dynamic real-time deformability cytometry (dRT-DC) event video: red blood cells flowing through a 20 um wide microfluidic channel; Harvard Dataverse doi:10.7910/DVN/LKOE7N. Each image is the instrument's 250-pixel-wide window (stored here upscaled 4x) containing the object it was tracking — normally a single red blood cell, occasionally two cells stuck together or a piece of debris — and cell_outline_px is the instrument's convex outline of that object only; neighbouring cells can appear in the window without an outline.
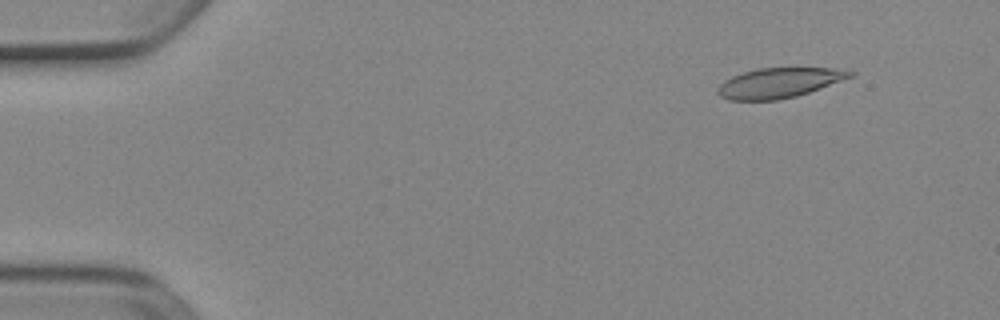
{"species": "Egyptian fruit bat (a non-hibernating species)", "species_latin": "Rousettus aegyptiacus", "temperature_condition": "cold", "stored_images_in_passage": 5, "camera_frame_rate_fps": 3000, "um_per_image_px": 0.085, "animal": {"sex": "female"}, "frame": {"image": 1, "passage_image": 2, "time_ms": 0.333, "image_size_px": [1000, 320], "cell_outline_px": [[856, 72], [852, 76], [808, 92], [796, 96], [776, 100], [728, 100], [720, 96], [716, 92], [716, 88], [724, 80], [732, 76], [756, 68], [844, 68]], "centroid_in_image_um": [66.19, 7.03], "position_along_channel_um": 18.8, "area_um2": 23.06}}
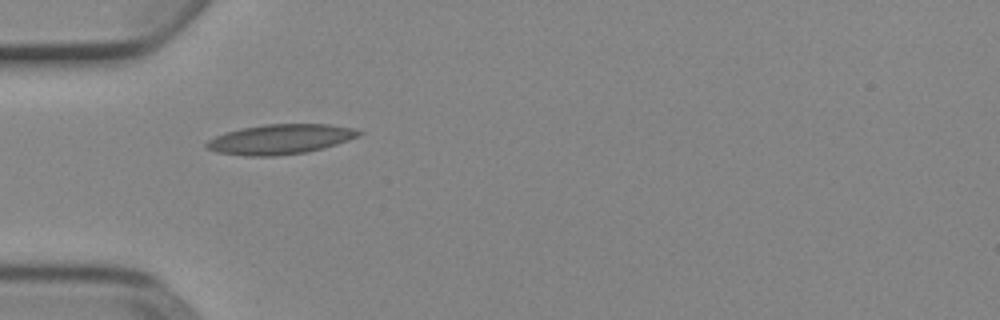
{"frame": {"image": 2, "passage_image": 5, "time_ms": 1.333, "image_size_px": [1000, 320], "cell_outline_px": [[364, 132], [360, 136], [336, 144], [308, 152], [272, 156], [248, 156], [216, 152], [208, 148], [204, 144], [208, 140], [216, 136], [228, 132], [244, 128], [264, 124], [328, 124], [352, 128]], "centroid_in_image_um": [23.85, 11.83], "position_along_channel_um": 61.2, "area_um2": 26.3}}